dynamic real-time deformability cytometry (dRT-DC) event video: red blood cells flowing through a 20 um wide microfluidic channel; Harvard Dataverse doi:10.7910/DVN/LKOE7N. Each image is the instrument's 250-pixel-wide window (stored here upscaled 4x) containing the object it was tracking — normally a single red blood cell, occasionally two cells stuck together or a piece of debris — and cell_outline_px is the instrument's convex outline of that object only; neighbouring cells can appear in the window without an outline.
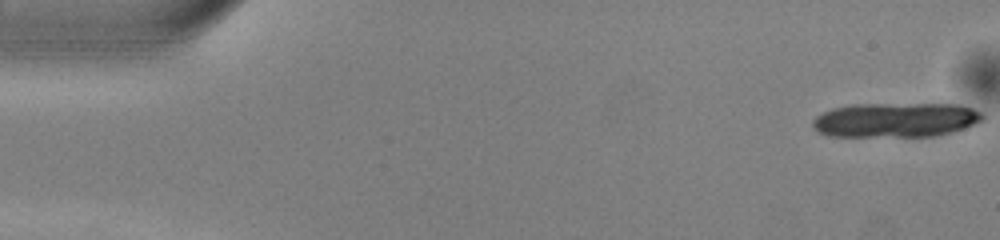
{"species": "common noctule bat (a hibernating species)", "species_latin": "Nyctalus noctula", "temperature_condition": "warm", "stored_images_in_passage": 16, "camera_frame_rate_fps": 3000, "um_per_image_px": 0.085, "animal": {"sex": "male", "body_mass_g": 13.0, "forearm_length_mm": 53.1}, "frame": {"image": 1, "passage_image": 1, "time_ms": 0.0, "image_size_px": [1000, 240], "cell_outline_px": [[984, 120], [964, 128], [952, 132], [936, 136], [828, 136], [816, 132], [812, 128], [812, 120], [816, 116], [832, 108], [852, 104], [956, 104], [972, 108], [980, 112], [984, 116]], "centroid_in_image_um": [76.1, 10.19], "position_along_channel_um": 8.9, "area_um2": 34.45}}